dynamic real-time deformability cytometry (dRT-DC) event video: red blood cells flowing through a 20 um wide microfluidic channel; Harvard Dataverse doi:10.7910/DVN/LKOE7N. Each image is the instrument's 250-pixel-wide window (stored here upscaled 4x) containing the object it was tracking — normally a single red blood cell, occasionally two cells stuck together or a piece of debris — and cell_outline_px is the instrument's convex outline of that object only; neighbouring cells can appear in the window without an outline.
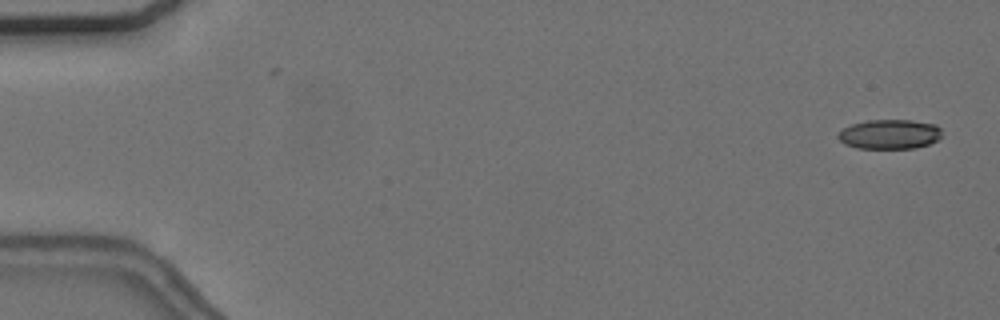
{"species": "common noctule bat (a hibernating species)", "species_latin": "Nyctalus noctula", "temperature_condition": "cold", "stored_images_in_passage": 56, "camera_frame_rate_fps": 3000, "um_per_image_px": 0.085, "animal": {"sex": "female", "body_mass_g": 24.6, "forearm_length_mm": 56.2}, "frame": {"image": 1, "passage_image": 2, "time_ms": 0.333, "image_size_px": [1000, 320], "cell_outline_px": [[944, 136], [928, 144], [916, 148], [856, 148], [844, 144], [836, 136], [844, 128], [852, 124], [868, 120], [912, 120], [936, 124], [940, 128]], "centroid_in_image_um": [75.64, 11.41], "position_along_channel_um": 9.4, "area_um2": 17.98}}
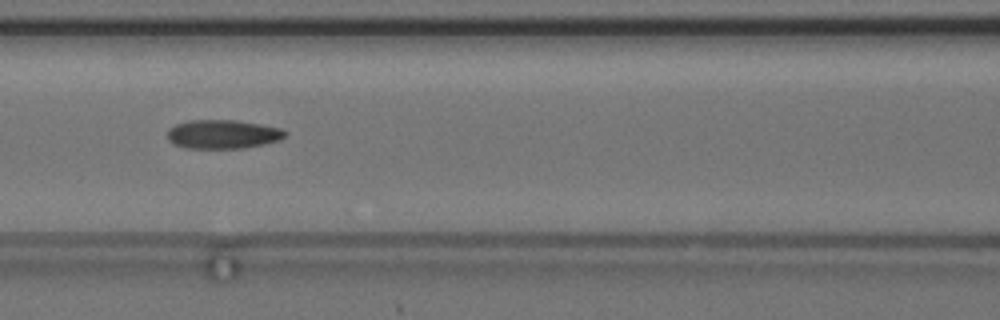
{"frame": {"image": 2, "passage_image": 25, "time_ms": 8.0, "image_size_px": [1000, 320], "cell_outline_px": [[288, 132], [280, 140], [264, 144], [244, 148], [184, 148], [172, 144], [168, 140], [168, 128], [176, 124], [188, 120], [236, 120], [260, 124], [280, 128]], "centroid_in_image_um": [18.91, 11.41], "position_along_channel_um": 147.7, "area_um2": 19.94}}
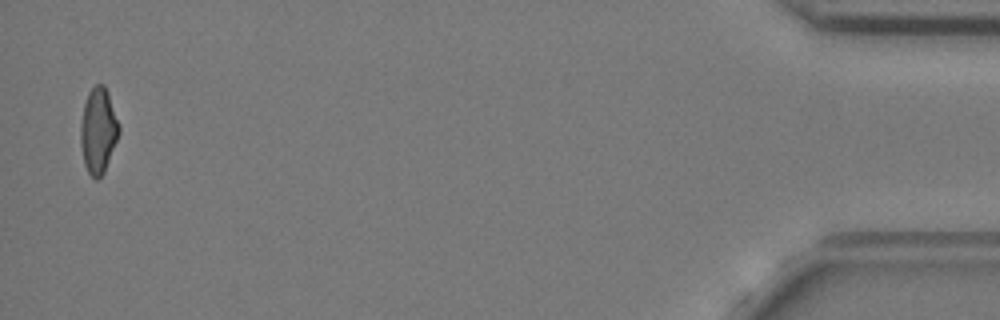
{"frame": {"image": 3, "passage_image": 55, "time_ms": 18.0, "image_size_px": [1000, 320], "cell_outline_px": [[120, 132], [104, 172], [96, 180], [88, 172], [84, 164], [80, 144], [80, 124], [84, 104], [88, 92], [96, 84], [104, 84], [108, 92], [120, 124]], "centroid_in_image_um": [8.35, 11.08], "position_along_channel_um": 426.8, "area_um2": 19.25}, "authors_computed_cell_mechanics": {"area_um2": 19.2185, "velocity_mm_per_s": 3.6888, "shape_relaxation_time_tau1_ms": null, "shape_relaxation_time_tau2_ms": 6.6671, "deformation_change_tau1": null, "deformation_change_tau2": 0.1553}}